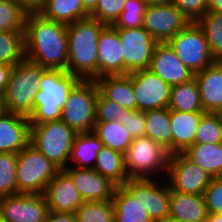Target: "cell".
<instances>
[{"mask_svg": "<svg viewBox=\"0 0 222 222\" xmlns=\"http://www.w3.org/2000/svg\"><path fill=\"white\" fill-rule=\"evenodd\" d=\"M48 213L44 194L18 193L0 198V219L4 222H44Z\"/></svg>", "mask_w": 222, "mask_h": 222, "instance_id": "obj_14", "label": "cell"}, {"mask_svg": "<svg viewBox=\"0 0 222 222\" xmlns=\"http://www.w3.org/2000/svg\"><path fill=\"white\" fill-rule=\"evenodd\" d=\"M200 94V102L205 113H218L222 110V64L213 65L194 75Z\"/></svg>", "mask_w": 222, "mask_h": 222, "instance_id": "obj_22", "label": "cell"}, {"mask_svg": "<svg viewBox=\"0 0 222 222\" xmlns=\"http://www.w3.org/2000/svg\"><path fill=\"white\" fill-rule=\"evenodd\" d=\"M148 69L170 86L187 82L195 75L177 57L167 42L156 44Z\"/></svg>", "mask_w": 222, "mask_h": 222, "instance_id": "obj_17", "label": "cell"}, {"mask_svg": "<svg viewBox=\"0 0 222 222\" xmlns=\"http://www.w3.org/2000/svg\"><path fill=\"white\" fill-rule=\"evenodd\" d=\"M132 78L137 110L147 111L168 108L171 86L150 69L129 73Z\"/></svg>", "mask_w": 222, "mask_h": 222, "instance_id": "obj_13", "label": "cell"}, {"mask_svg": "<svg viewBox=\"0 0 222 222\" xmlns=\"http://www.w3.org/2000/svg\"><path fill=\"white\" fill-rule=\"evenodd\" d=\"M98 91L94 80H80L70 91L61 110L60 120L76 133L93 131Z\"/></svg>", "mask_w": 222, "mask_h": 222, "instance_id": "obj_8", "label": "cell"}, {"mask_svg": "<svg viewBox=\"0 0 222 222\" xmlns=\"http://www.w3.org/2000/svg\"><path fill=\"white\" fill-rule=\"evenodd\" d=\"M145 135L173 154V131L169 108L145 111Z\"/></svg>", "mask_w": 222, "mask_h": 222, "instance_id": "obj_28", "label": "cell"}, {"mask_svg": "<svg viewBox=\"0 0 222 222\" xmlns=\"http://www.w3.org/2000/svg\"><path fill=\"white\" fill-rule=\"evenodd\" d=\"M170 110L195 112L203 111L198 83L193 77L187 82L171 86Z\"/></svg>", "mask_w": 222, "mask_h": 222, "instance_id": "obj_31", "label": "cell"}, {"mask_svg": "<svg viewBox=\"0 0 222 222\" xmlns=\"http://www.w3.org/2000/svg\"><path fill=\"white\" fill-rule=\"evenodd\" d=\"M93 131L104 146L122 154L133 141L129 131L118 121L96 122Z\"/></svg>", "mask_w": 222, "mask_h": 222, "instance_id": "obj_32", "label": "cell"}, {"mask_svg": "<svg viewBox=\"0 0 222 222\" xmlns=\"http://www.w3.org/2000/svg\"><path fill=\"white\" fill-rule=\"evenodd\" d=\"M182 154L212 177H222V143H194Z\"/></svg>", "mask_w": 222, "mask_h": 222, "instance_id": "obj_27", "label": "cell"}, {"mask_svg": "<svg viewBox=\"0 0 222 222\" xmlns=\"http://www.w3.org/2000/svg\"><path fill=\"white\" fill-rule=\"evenodd\" d=\"M204 111L183 112L170 110L173 131V154L183 153L194 144L195 135Z\"/></svg>", "mask_w": 222, "mask_h": 222, "instance_id": "obj_23", "label": "cell"}, {"mask_svg": "<svg viewBox=\"0 0 222 222\" xmlns=\"http://www.w3.org/2000/svg\"><path fill=\"white\" fill-rule=\"evenodd\" d=\"M217 114L219 115L221 122H222V110H220Z\"/></svg>", "mask_w": 222, "mask_h": 222, "instance_id": "obj_54", "label": "cell"}, {"mask_svg": "<svg viewBox=\"0 0 222 222\" xmlns=\"http://www.w3.org/2000/svg\"><path fill=\"white\" fill-rule=\"evenodd\" d=\"M98 0H82L84 10L90 15L96 7Z\"/></svg>", "mask_w": 222, "mask_h": 222, "instance_id": "obj_49", "label": "cell"}, {"mask_svg": "<svg viewBox=\"0 0 222 222\" xmlns=\"http://www.w3.org/2000/svg\"><path fill=\"white\" fill-rule=\"evenodd\" d=\"M161 222H188V221H184V220H180V219H175V218H172V217H167L166 219H164L163 221Z\"/></svg>", "mask_w": 222, "mask_h": 222, "instance_id": "obj_52", "label": "cell"}, {"mask_svg": "<svg viewBox=\"0 0 222 222\" xmlns=\"http://www.w3.org/2000/svg\"><path fill=\"white\" fill-rule=\"evenodd\" d=\"M76 132L64 121L30 124V144L60 170L68 167Z\"/></svg>", "mask_w": 222, "mask_h": 222, "instance_id": "obj_6", "label": "cell"}, {"mask_svg": "<svg viewBox=\"0 0 222 222\" xmlns=\"http://www.w3.org/2000/svg\"><path fill=\"white\" fill-rule=\"evenodd\" d=\"M45 68L26 58L16 64L2 97L3 109L27 117L33 113L34 97L39 91V80Z\"/></svg>", "mask_w": 222, "mask_h": 222, "instance_id": "obj_4", "label": "cell"}, {"mask_svg": "<svg viewBox=\"0 0 222 222\" xmlns=\"http://www.w3.org/2000/svg\"><path fill=\"white\" fill-rule=\"evenodd\" d=\"M2 99H0V113L3 111Z\"/></svg>", "mask_w": 222, "mask_h": 222, "instance_id": "obj_53", "label": "cell"}, {"mask_svg": "<svg viewBox=\"0 0 222 222\" xmlns=\"http://www.w3.org/2000/svg\"><path fill=\"white\" fill-rule=\"evenodd\" d=\"M208 215L204 195L179 193L170 189V217L188 222H205Z\"/></svg>", "mask_w": 222, "mask_h": 222, "instance_id": "obj_24", "label": "cell"}, {"mask_svg": "<svg viewBox=\"0 0 222 222\" xmlns=\"http://www.w3.org/2000/svg\"><path fill=\"white\" fill-rule=\"evenodd\" d=\"M213 177L182 153L170 155L166 180L170 189L179 193L203 195Z\"/></svg>", "mask_w": 222, "mask_h": 222, "instance_id": "obj_10", "label": "cell"}, {"mask_svg": "<svg viewBox=\"0 0 222 222\" xmlns=\"http://www.w3.org/2000/svg\"><path fill=\"white\" fill-rule=\"evenodd\" d=\"M40 14L49 20L70 24L89 17L82 0H47Z\"/></svg>", "mask_w": 222, "mask_h": 222, "instance_id": "obj_30", "label": "cell"}, {"mask_svg": "<svg viewBox=\"0 0 222 222\" xmlns=\"http://www.w3.org/2000/svg\"><path fill=\"white\" fill-rule=\"evenodd\" d=\"M81 79L67 70L45 69L34 97L30 124L60 120L61 110L70 91Z\"/></svg>", "mask_w": 222, "mask_h": 222, "instance_id": "obj_3", "label": "cell"}, {"mask_svg": "<svg viewBox=\"0 0 222 222\" xmlns=\"http://www.w3.org/2000/svg\"><path fill=\"white\" fill-rule=\"evenodd\" d=\"M60 169L30 143L17 153V194H44Z\"/></svg>", "mask_w": 222, "mask_h": 222, "instance_id": "obj_7", "label": "cell"}, {"mask_svg": "<svg viewBox=\"0 0 222 222\" xmlns=\"http://www.w3.org/2000/svg\"><path fill=\"white\" fill-rule=\"evenodd\" d=\"M27 14L17 0H0V31L24 32Z\"/></svg>", "mask_w": 222, "mask_h": 222, "instance_id": "obj_35", "label": "cell"}, {"mask_svg": "<svg viewBox=\"0 0 222 222\" xmlns=\"http://www.w3.org/2000/svg\"><path fill=\"white\" fill-rule=\"evenodd\" d=\"M120 37L113 26H106L98 39L97 78L124 75V54Z\"/></svg>", "mask_w": 222, "mask_h": 222, "instance_id": "obj_18", "label": "cell"}, {"mask_svg": "<svg viewBox=\"0 0 222 222\" xmlns=\"http://www.w3.org/2000/svg\"><path fill=\"white\" fill-rule=\"evenodd\" d=\"M115 222H153L138 201V179L117 186L112 198Z\"/></svg>", "mask_w": 222, "mask_h": 222, "instance_id": "obj_19", "label": "cell"}, {"mask_svg": "<svg viewBox=\"0 0 222 222\" xmlns=\"http://www.w3.org/2000/svg\"><path fill=\"white\" fill-rule=\"evenodd\" d=\"M44 196L51 212L75 213L84 203L71 176L64 169L59 170L47 184Z\"/></svg>", "mask_w": 222, "mask_h": 222, "instance_id": "obj_15", "label": "cell"}, {"mask_svg": "<svg viewBox=\"0 0 222 222\" xmlns=\"http://www.w3.org/2000/svg\"><path fill=\"white\" fill-rule=\"evenodd\" d=\"M163 183V179L158 182L156 179H138V201L153 222L169 217L170 186L168 182Z\"/></svg>", "mask_w": 222, "mask_h": 222, "instance_id": "obj_20", "label": "cell"}, {"mask_svg": "<svg viewBox=\"0 0 222 222\" xmlns=\"http://www.w3.org/2000/svg\"><path fill=\"white\" fill-rule=\"evenodd\" d=\"M121 123L133 139L145 135V111L129 110Z\"/></svg>", "mask_w": 222, "mask_h": 222, "instance_id": "obj_44", "label": "cell"}, {"mask_svg": "<svg viewBox=\"0 0 222 222\" xmlns=\"http://www.w3.org/2000/svg\"><path fill=\"white\" fill-rule=\"evenodd\" d=\"M107 99L130 110H137L132 78L129 74L107 75L94 80Z\"/></svg>", "mask_w": 222, "mask_h": 222, "instance_id": "obj_25", "label": "cell"}, {"mask_svg": "<svg viewBox=\"0 0 222 222\" xmlns=\"http://www.w3.org/2000/svg\"><path fill=\"white\" fill-rule=\"evenodd\" d=\"M205 222H222V214L209 213Z\"/></svg>", "mask_w": 222, "mask_h": 222, "instance_id": "obj_51", "label": "cell"}, {"mask_svg": "<svg viewBox=\"0 0 222 222\" xmlns=\"http://www.w3.org/2000/svg\"><path fill=\"white\" fill-rule=\"evenodd\" d=\"M77 222H115L112 200L85 201L75 212Z\"/></svg>", "mask_w": 222, "mask_h": 222, "instance_id": "obj_36", "label": "cell"}, {"mask_svg": "<svg viewBox=\"0 0 222 222\" xmlns=\"http://www.w3.org/2000/svg\"><path fill=\"white\" fill-rule=\"evenodd\" d=\"M147 6H158L163 4H172L174 0H144Z\"/></svg>", "mask_w": 222, "mask_h": 222, "instance_id": "obj_50", "label": "cell"}, {"mask_svg": "<svg viewBox=\"0 0 222 222\" xmlns=\"http://www.w3.org/2000/svg\"><path fill=\"white\" fill-rule=\"evenodd\" d=\"M146 7L144 0H128L124 4L123 12L112 26L115 29L142 27Z\"/></svg>", "mask_w": 222, "mask_h": 222, "instance_id": "obj_39", "label": "cell"}, {"mask_svg": "<svg viewBox=\"0 0 222 222\" xmlns=\"http://www.w3.org/2000/svg\"><path fill=\"white\" fill-rule=\"evenodd\" d=\"M24 59V32L0 31V64L15 66Z\"/></svg>", "mask_w": 222, "mask_h": 222, "instance_id": "obj_33", "label": "cell"}, {"mask_svg": "<svg viewBox=\"0 0 222 222\" xmlns=\"http://www.w3.org/2000/svg\"><path fill=\"white\" fill-rule=\"evenodd\" d=\"M197 24L204 31L212 56L222 60V13L207 12Z\"/></svg>", "mask_w": 222, "mask_h": 222, "instance_id": "obj_34", "label": "cell"}, {"mask_svg": "<svg viewBox=\"0 0 222 222\" xmlns=\"http://www.w3.org/2000/svg\"><path fill=\"white\" fill-rule=\"evenodd\" d=\"M107 25L91 17L67 24V71L81 80L97 79L98 39Z\"/></svg>", "mask_w": 222, "mask_h": 222, "instance_id": "obj_2", "label": "cell"}, {"mask_svg": "<svg viewBox=\"0 0 222 222\" xmlns=\"http://www.w3.org/2000/svg\"><path fill=\"white\" fill-rule=\"evenodd\" d=\"M167 43L194 74L216 62L210 52L204 31L197 22H191Z\"/></svg>", "mask_w": 222, "mask_h": 222, "instance_id": "obj_9", "label": "cell"}, {"mask_svg": "<svg viewBox=\"0 0 222 222\" xmlns=\"http://www.w3.org/2000/svg\"><path fill=\"white\" fill-rule=\"evenodd\" d=\"M25 58L45 69L67 70V24L27 14L24 31Z\"/></svg>", "mask_w": 222, "mask_h": 222, "instance_id": "obj_1", "label": "cell"}, {"mask_svg": "<svg viewBox=\"0 0 222 222\" xmlns=\"http://www.w3.org/2000/svg\"><path fill=\"white\" fill-rule=\"evenodd\" d=\"M17 153L0 152V198L17 194Z\"/></svg>", "mask_w": 222, "mask_h": 222, "instance_id": "obj_37", "label": "cell"}, {"mask_svg": "<svg viewBox=\"0 0 222 222\" xmlns=\"http://www.w3.org/2000/svg\"><path fill=\"white\" fill-rule=\"evenodd\" d=\"M93 169L117 186H122L129 179L125 169L124 154L104 145L98 152Z\"/></svg>", "mask_w": 222, "mask_h": 222, "instance_id": "obj_29", "label": "cell"}, {"mask_svg": "<svg viewBox=\"0 0 222 222\" xmlns=\"http://www.w3.org/2000/svg\"><path fill=\"white\" fill-rule=\"evenodd\" d=\"M130 109L107 99L99 91L96 99V122H120Z\"/></svg>", "mask_w": 222, "mask_h": 222, "instance_id": "obj_41", "label": "cell"}, {"mask_svg": "<svg viewBox=\"0 0 222 222\" xmlns=\"http://www.w3.org/2000/svg\"><path fill=\"white\" fill-rule=\"evenodd\" d=\"M29 143V117L3 110L0 113V152L19 153Z\"/></svg>", "mask_w": 222, "mask_h": 222, "instance_id": "obj_21", "label": "cell"}, {"mask_svg": "<svg viewBox=\"0 0 222 222\" xmlns=\"http://www.w3.org/2000/svg\"><path fill=\"white\" fill-rule=\"evenodd\" d=\"M194 143H222V122L217 113H205L202 116Z\"/></svg>", "mask_w": 222, "mask_h": 222, "instance_id": "obj_38", "label": "cell"}, {"mask_svg": "<svg viewBox=\"0 0 222 222\" xmlns=\"http://www.w3.org/2000/svg\"><path fill=\"white\" fill-rule=\"evenodd\" d=\"M21 7L29 13H40L45 7L47 0H17Z\"/></svg>", "mask_w": 222, "mask_h": 222, "instance_id": "obj_45", "label": "cell"}, {"mask_svg": "<svg viewBox=\"0 0 222 222\" xmlns=\"http://www.w3.org/2000/svg\"><path fill=\"white\" fill-rule=\"evenodd\" d=\"M127 1L128 0H98L95 10L89 17L105 25L112 26L123 12L124 4Z\"/></svg>", "mask_w": 222, "mask_h": 222, "instance_id": "obj_40", "label": "cell"}, {"mask_svg": "<svg viewBox=\"0 0 222 222\" xmlns=\"http://www.w3.org/2000/svg\"><path fill=\"white\" fill-rule=\"evenodd\" d=\"M13 67L9 64H0V99H2L5 93Z\"/></svg>", "mask_w": 222, "mask_h": 222, "instance_id": "obj_46", "label": "cell"}, {"mask_svg": "<svg viewBox=\"0 0 222 222\" xmlns=\"http://www.w3.org/2000/svg\"><path fill=\"white\" fill-rule=\"evenodd\" d=\"M44 222H77L75 213L49 211Z\"/></svg>", "mask_w": 222, "mask_h": 222, "instance_id": "obj_47", "label": "cell"}, {"mask_svg": "<svg viewBox=\"0 0 222 222\" xmlns=\"http://www.w3.org/2000/svg\"><path fill=\"white\" fill-rule=\"evenodd\" d=\"M170 153L148 136L134 138L124 154V164L130 179H159L166 176Z\"/></svg>", "mask_w": 222, "mask_h": 222, "instance_id": "obj_5", "label": "cell"}, {"mask_svg": "<svg viewBox=\"0 0 222 222\" xmlns=\"http://www.w3.org/2000/svg\"><path fill=\"white\" fill-rule=\"evenodd\" d=\"M124 54V75L148 69L158 43L143 27L116 29Z\"/></svg>", "mask_w": 222, "mask_h": 222, "instance_id": "obj_11", "label": "cell"}, {"mask_svg": "<svg viewBox=\"0 0 222 222\" xmlns=\"http://www.w3.org/2000/svg\"><path fill=\"white\" fill-rule=\"evenodd\" d=\"M173 4L190 22H197L208 12L207 0H174Z\"/></svg>", "mask_w": 222, "mask_h": 222, "instance_id": "obj_43", "label": "cell"}, {"mask_svg": "<svg viewBox=\"0 0 222 222\" xmlns=\"http://www.w3.org/2000/svg\"><path fill=\"white\" fill-rule=\"evenodd\" d=\"M191 22L172 3L147 6L143 16V28L158 42H168Z\"/></svg>", "mask_w": 222, "mask_h": 222, "instance_id": "obj_12", "label": "cell"}, {"mask_svg": "<svg viewBox=\"0 0 222 222\" xmlns=\"http://www.w3.org/2000/svg\"><path fill=\"white\" fill-rule=\"evenodd\" d=\"M208 12L222 13V0H207Z\"/></svg>", "mask_w": 222, "mask_h": 222, "instance_id": "obj_48", "label": "cell"}, {"mask_svg": "<svg viewBox=\"0 0 222 222\" xmlns=\"http://www.w3.org/2000/svg\"><path fill=\"white\" fill-rule=\"evenodd\" d=\"M64 170L71 176L84 202L112 200L117 185L95 169L67 167Z\"/></svg>", "mask_w": 222, "mask_h": 222, "instance_id": "obj_16", "label": "cell"}, {"mask_svg": "<svg viewBox=\"0 0 222 222\" xmlns=\"http://www.w3.org/2000/svg\"><path fill=\"white\" fill-rule=\"evenodd\" d=\"M203 195L208 212L222 214V177H213Z\"/></svg>", "mask_w": 222, "mask_h": 222, "instance_id": "obj_42", "label": "cell"}, {"mask_svg": "<svg viewBox=\"0 0 222 222\" xmlns=\"http://www.w3.org/2000/svg\"><path fill=\"white\" fill-rule=\"evenodd\" d=\"M102 146L94 131L76 133L70 150L68 167L93 168Z\"/></svg>", "mask_w": 222, "mask_h": 222, "instance_id": "obj_26", "label": "cell"}]
</instances>
